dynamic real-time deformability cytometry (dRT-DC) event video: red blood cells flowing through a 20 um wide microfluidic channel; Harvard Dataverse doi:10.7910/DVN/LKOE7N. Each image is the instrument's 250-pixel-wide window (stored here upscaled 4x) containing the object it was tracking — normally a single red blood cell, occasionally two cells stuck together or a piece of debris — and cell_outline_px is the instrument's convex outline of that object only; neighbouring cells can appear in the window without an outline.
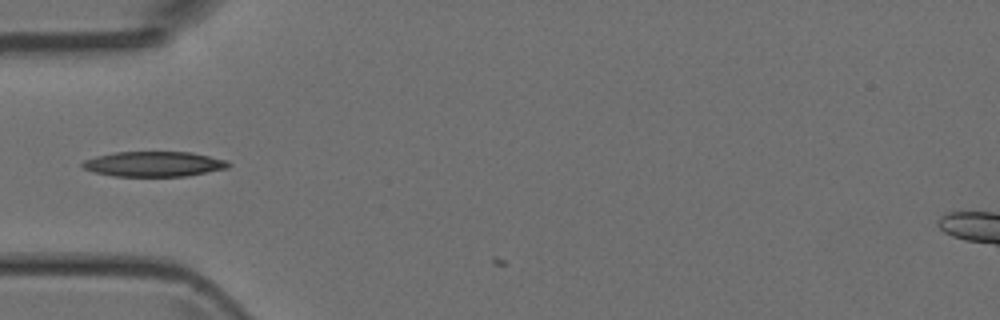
{"species": "Egyptian fruit bat (a non-hibernating species)", "species_latin": "Rousettus aegyptiacus", "temperature_condition": "room temperature", "stored_images_in_passage": 4, "camera_frame_rate_fps": 3000, "um_per_image_px": 0.085, "animal": {"sex": "female"}, "frame": {"image": 1, "passage_image": 2, "time_ms": 0.333, "image_size_px": [1000, 320], "cell_outline_px": [[232, 164], [228, 168], [188, 176], [116, 176], [92, 172], [84, 168], [80, 164], [84, 160], [96, 156], [116, 152], [192, 152], [228, 160]], "centroid_in_image_um": [13.11, 13.94], "position_along_channel_um": 71.9, "area_um2": 21.5}}